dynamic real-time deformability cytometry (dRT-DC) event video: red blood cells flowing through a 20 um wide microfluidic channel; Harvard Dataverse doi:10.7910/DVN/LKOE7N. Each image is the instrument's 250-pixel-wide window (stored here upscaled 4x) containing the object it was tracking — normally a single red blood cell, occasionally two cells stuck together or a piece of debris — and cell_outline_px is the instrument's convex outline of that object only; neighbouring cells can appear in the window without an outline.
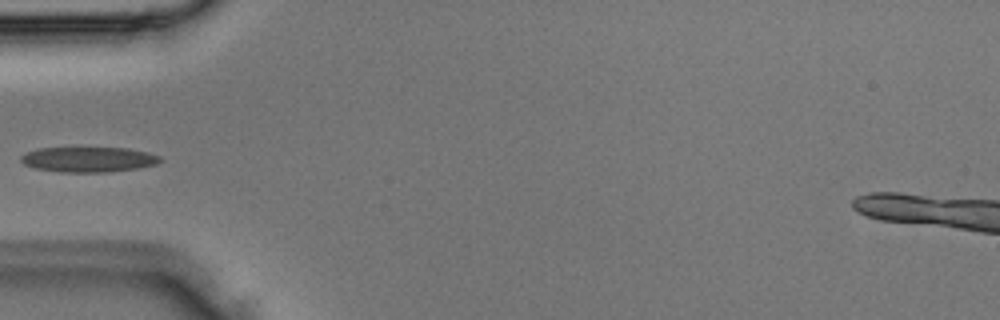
{"species": "Egyptian fruit bat (a non-hibernating species)", "species_latin": "Rousettus aegyptiacus", "temperature_condition": "room temperature", "stored_images_in_passage": 2, "camera_frame_rate_fps": 3000, "um_per_image_px": 0.085, "animal": {"sex": "male"}, "frame": {"image": 1, "passage_image": 2, "time_ms": 0.333, "image_size_px": [1000, 320], "cell_outline_px": [[164, 160], [156, 164], [136, 168], [108, 172], [60, 172], [36, 168], [24, 164], [20, 160], [20, 156], [28, 152], [40, 148], [128, 148], [148, 152], [160, 156]], "centroid_in_image_um": [7.55, 13.55], "position_along_channel_um": 77.5, "area_um2": 20.35}}